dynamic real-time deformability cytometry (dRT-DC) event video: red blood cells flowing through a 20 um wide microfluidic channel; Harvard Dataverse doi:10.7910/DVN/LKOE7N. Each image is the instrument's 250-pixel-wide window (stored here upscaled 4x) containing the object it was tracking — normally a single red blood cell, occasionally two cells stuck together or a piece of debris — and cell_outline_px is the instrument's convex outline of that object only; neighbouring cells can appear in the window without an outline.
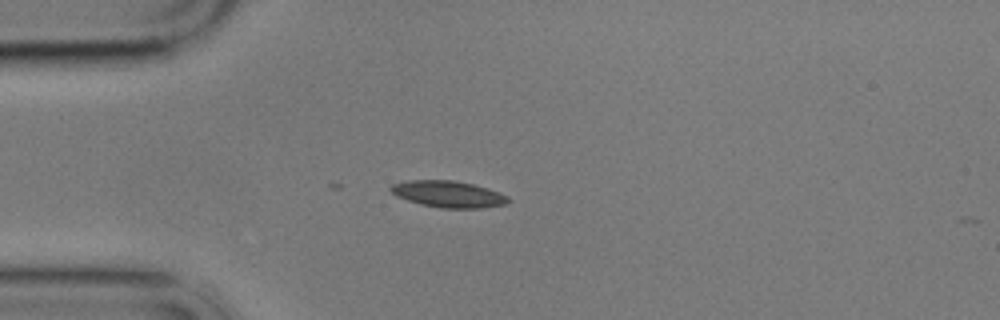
{"species": "common noctule bat (a hibernating species)", "species_latin": "Nyctalus noctula", "temperature_condition": "cold", "stored_images_in_passage": 11, "camera_frame_rate_fps": 3000, "um_per_image_px": 0.085, "animal": {"sex": "male", "body_mass_g": 17.9}, "frame": {"image": 1, "passage_image": 4, "time_ms": 4.333, "image_size_px": [1000, 320], "cell_outline_px": [[512, 200], [504, 204], [480, 208], [440, 208], [420, 204], [396, 196], [388, 188], [392, 184], [408, 180], [452, 180], [472, 184], [488, 188], [508, 196]], "centroid_in_image_um": [38.09, 16.5], "position_along_channel_um": 46.9, "area_um2": 18.15}}
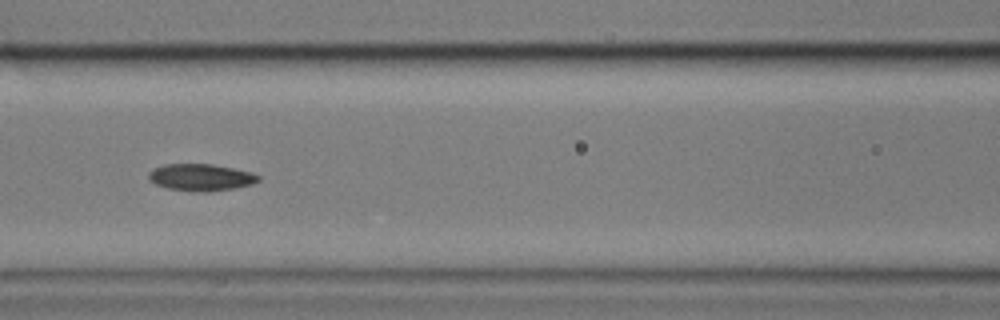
{"frame": {"image": 2, "passage_image": 7, "time_ms": 7.667, "image_size_px": [1000, 320], "cell_outline_px": [[260, 180], [252, 184], [232, 188], [208, 192], [192, 192], [168, 188], [156, 184], [148, 180], [148, 172], [152, 168], [164, 164], [212, 164], [252, 172], [260, 176]], "centroid_in_image_um": [17.04, 15.07], "position_along_channel_um": 149.6, "area_um2": 17.34}}
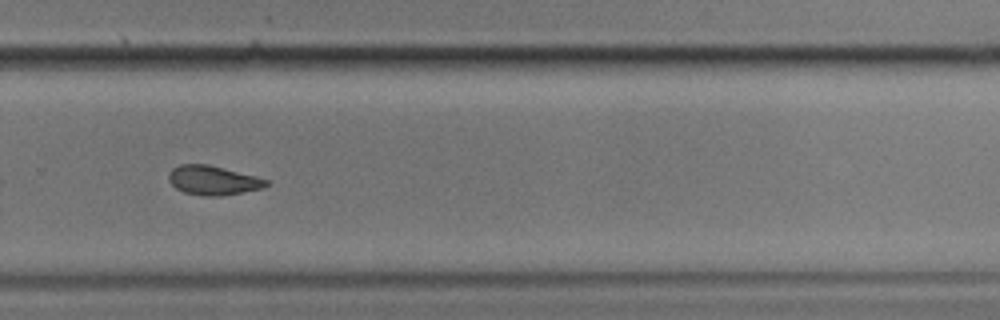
{"frame": {"image": 3, "passage_image": 11, "time_ms": 12.333, "image_size_px": [1000, 320], "cell_outline_px": [[268, 184], [264, 188], [220, 196], [204, 196], [184, 192], [176, 188], [168, 180], [168, 176], [172, 168], [180, 164], [208, 164], [256, 176], [268, 180]], "centroid_in_image_um": [18.1, 15.32], "position_along_channel_um": 311.7, "area_um2": 16.59}}